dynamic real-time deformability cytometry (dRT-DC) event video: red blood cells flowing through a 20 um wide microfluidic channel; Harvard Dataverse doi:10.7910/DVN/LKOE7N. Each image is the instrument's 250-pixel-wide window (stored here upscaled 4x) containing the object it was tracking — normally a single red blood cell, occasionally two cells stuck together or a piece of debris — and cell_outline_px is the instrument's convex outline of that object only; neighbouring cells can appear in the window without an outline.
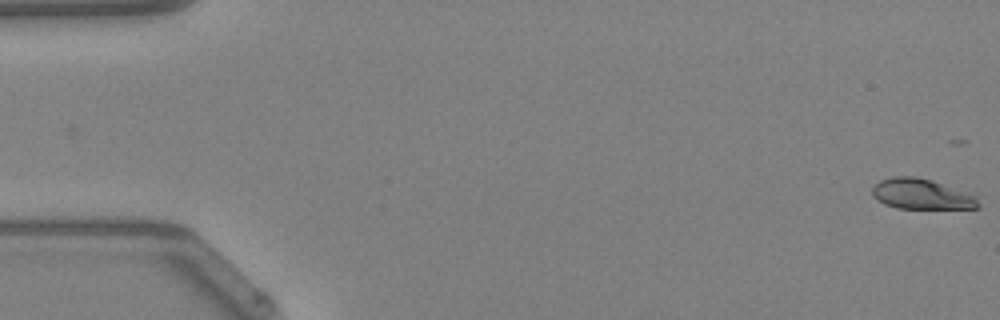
{"species": "Egyptian fruit bat (a non-hibernating species)", "species_latin": "Rousettus aegyptiacus", "temperature_condition": "warm", "stored_images_in_passage": 8, "camera_frame_rate_fps": 3000, "um_per_image_px": 0.085, "animal": {"sex": "female"}, "frame": {"image": 1, "passage_image": 1, "time_ms": 0.0, "image_size_px": [1000, 320], "cell_outline_px": [[980, 208], [896, 208], [884, 204], [872, 196], [872, 188], [880, 180], [896, 176], [912, 176], [928, 180], [976, 196], [980, 204]], "centroid_in_image_um": [78.28, 16.52], "position_along_channel_um": 6.7, "area_um2": 18.32}}